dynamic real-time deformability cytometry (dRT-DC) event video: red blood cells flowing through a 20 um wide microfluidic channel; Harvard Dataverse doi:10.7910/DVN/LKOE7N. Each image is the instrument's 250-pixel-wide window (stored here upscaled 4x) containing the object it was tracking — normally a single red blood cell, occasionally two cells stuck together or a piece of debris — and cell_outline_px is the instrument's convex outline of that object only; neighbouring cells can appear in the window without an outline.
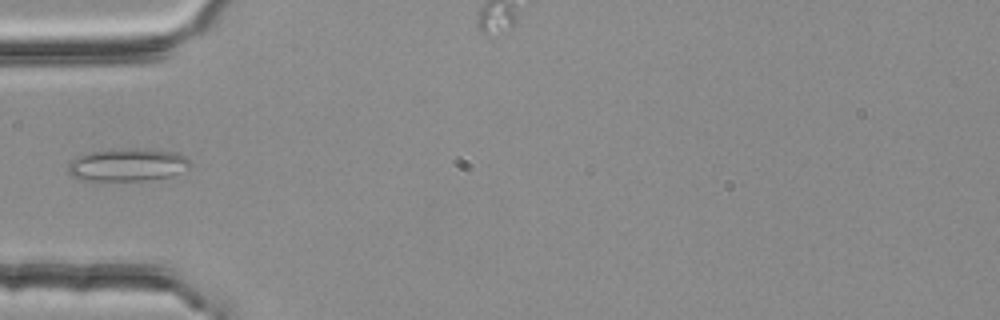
{"species": "common noctule bat (a hibernating species)", "species_latin": "Nyctalus noctula", "temperature_condition": "room temperature", "stored_images_in_passage": 4, "camera_frame_rate_fps": 3000, "um_per_image_px": 0.085, "animal": {"sex": "female", "body_mass_g": 25.1}, "frame": {"image": 1, "passage_image": 3, "time_ms": 0.667, "image_size_px": [1000, 320], "cell_outline_px": [[192, 164], [188, 168], [172, 176], [144, 180], [80, 180], [72, 176], [68, 172], [68, 164], [72, 160], [80, 156], [92, 152], [112, 148], [136, 148], [176, 152], [184, 156]], "centroid_in_image_um": [10.84, 14.0], "position_along_channel_um": 74.2, "area_um2": 23.24}}